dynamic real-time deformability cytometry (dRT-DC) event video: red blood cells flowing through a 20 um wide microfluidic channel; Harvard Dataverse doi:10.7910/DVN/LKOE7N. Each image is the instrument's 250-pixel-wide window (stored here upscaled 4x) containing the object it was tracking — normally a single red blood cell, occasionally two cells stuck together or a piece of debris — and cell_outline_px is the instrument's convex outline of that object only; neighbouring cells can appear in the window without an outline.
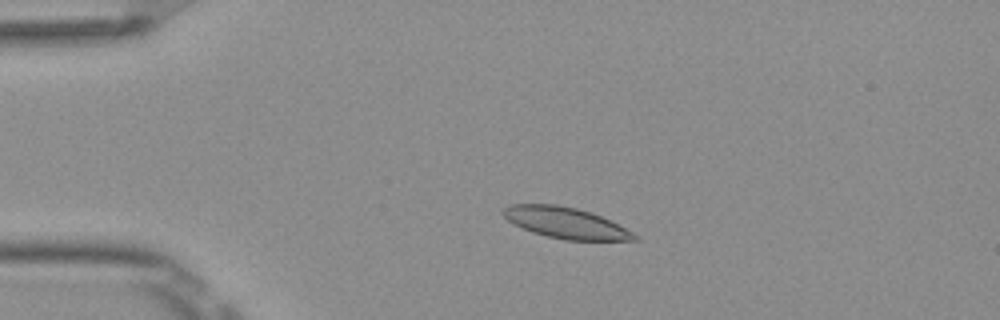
{"species": "Egyptian fruit bat (a non-hibernating species)", "species_latin": "Rousettus aegyptiacus", "temperature_condition": "room temperature", "stored_images_in_passage": 52, "camera_frame_rate_fps": 3000, "um_per_image_px": 0.085, "frame": {"image": 1, "passage_image": 11, "time_ms": 3.333, "image_size_px": [1000, 320], "cell_outline_px": [[640, 240], [564, 240], [532, 232], [512, 224], [500, 212], [508, 204], [556, 204], [576, 208], [592, 212], [640, 236]], "centroid_in_image_um": [48.04, 18.94], "position_along_channel_um": 37.0, "area_um2": 23.7}}
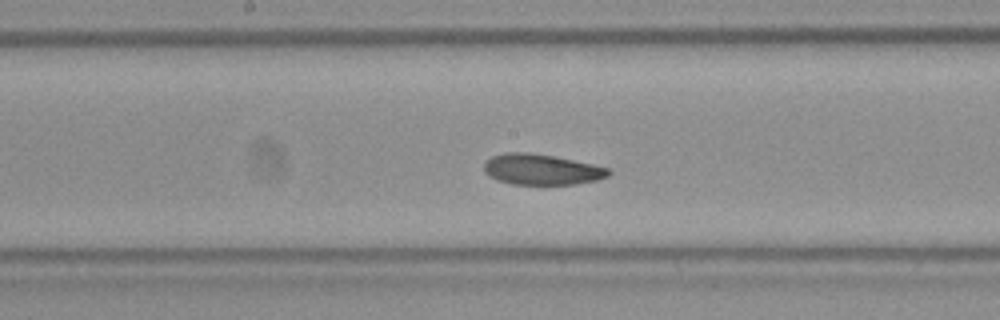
{"frame": {"image": 2, "passage_image": 27, "time_ms": 8.667, "image_size_px": [1000, 320], "cell_outline_px": [[612, 172], [608, 176], [596, 180], [576, 184], [512, 184], [496, 180], [484, 172], [484, 160], [492, 156], [504, 152], [528, 152], [556, 156], [592, 164], [608, 168]], "centroid_in_image_um": [46.0, 14.39], "position_along_channel_um": 202.2, "area_um2": 22.43}}
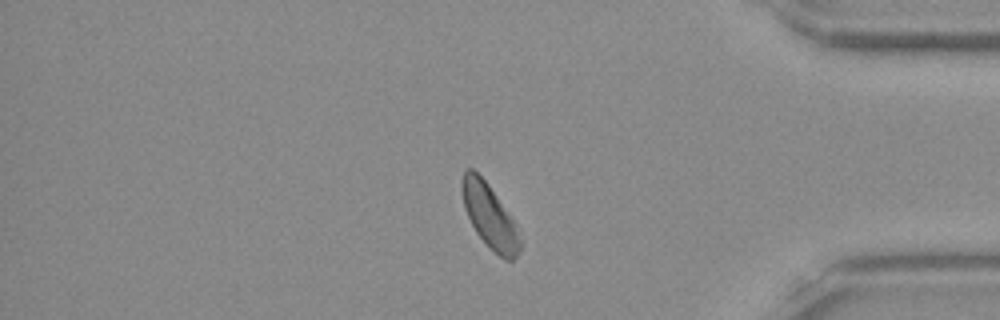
{"frame": {"image": 3, "passage_image": 44, "time_ms": 14.333, "image_size_px": [1000, 320], "cell_outline_px": [[524, 244], [516, 256], [512, 260], [504, 260], [476, 232], [464, 208], [460, 188], [460, 180], [464, 168], [472, 168], [488, 184], [512, 216]], "centroid_in_image_um": [41.62, 18.34], "position_along_channel_um": 393.6, "area_um2": 21.79}, "authors_computed_cell_mechanics": {"area_um2": 23.1778, "velocity_mm_per_s": 3.83, "shape_relaxation_time_tau1_ms": 2.5157, "shape_relaxation_time_tau2_ms": 3.9094, "deformation_change_tau1": 0.0826, "deformation_change_tau2": 0.0587}}